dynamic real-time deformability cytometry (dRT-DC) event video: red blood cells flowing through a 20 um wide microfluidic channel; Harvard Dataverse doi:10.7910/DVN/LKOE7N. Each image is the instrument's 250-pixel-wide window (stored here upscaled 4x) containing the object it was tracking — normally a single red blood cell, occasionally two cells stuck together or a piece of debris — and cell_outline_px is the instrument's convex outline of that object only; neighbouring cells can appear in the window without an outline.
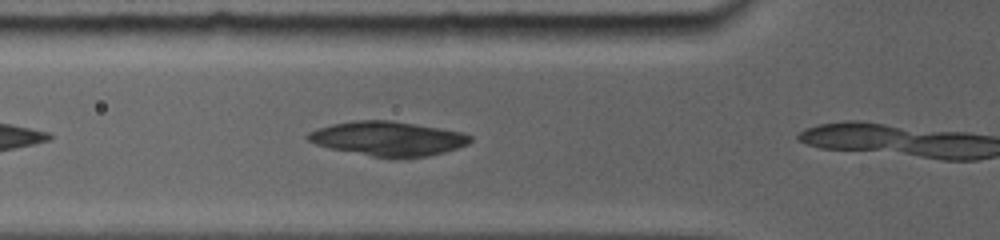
{"species": "common noctule bat (a hibernating species)", "species_latin": "Nyctalus noctula", "temperature_condition": "room temperature", "stored_images_in_passage": 6, "camera_frame_rate_fps": 5000, "um_per_image_px": 0.085, "animal": {"sex": "female", "body_mass_g": 19.0, "forearm_length_mm": 56.7}, "frame": {"image": 1, "passage_image": 5, "time_ms": 1.4, "image_size_px": [1000, 240], "cell_outline_px": [[472, 140], [468, 144], [444, 152], [428, 156], [376, 156], [332, 148], [316, 144], [308, 140], [308, 132], [332, 124], [356, 120], [388, 120], [460, 132], [472, 136]], "centroid_in_image_um": [32.98, 11.76], "position_along_channel_um": 92.8, "area_um2": 31.33}}